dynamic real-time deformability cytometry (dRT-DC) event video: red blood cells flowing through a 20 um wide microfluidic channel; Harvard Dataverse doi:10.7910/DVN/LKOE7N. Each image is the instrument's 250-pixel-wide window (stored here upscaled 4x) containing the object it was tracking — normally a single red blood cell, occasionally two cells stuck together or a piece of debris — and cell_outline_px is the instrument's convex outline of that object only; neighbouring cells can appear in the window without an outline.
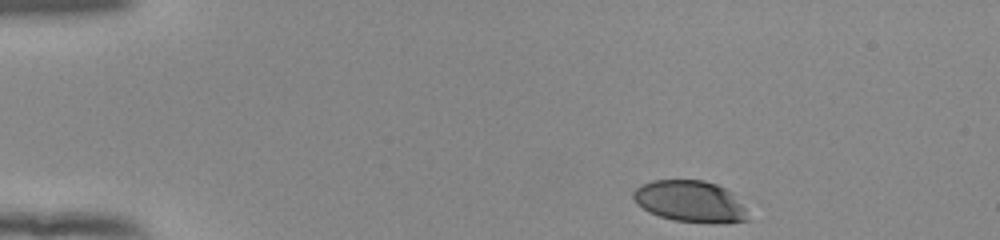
{"species": "human", "species_latin": "Homo sapiens", "temperature_condition": "room temperature", "stored_images_in_passage": 46, "camera_frame_rate_fps": 3000, "um_per_image_px": 0.085, "donor": {"sex": "female"}, "frame": {"image": 1, "passage_image": 1, "time_ms": 0.0, "image_size_px": [1000, 240], "cell_outline_px": [[748, 220], [724, 224], [672, 220], [660, 216], [644, 208], [632, 196], [632, 192], [640, 184], [652, 180], [704, 180], [716, 184], [732, 192], [744, 208]], "centroid_in_image_um": [58.67, 17.11], "position_along_channel_um": 26.3, "area_um2": 27.51}}
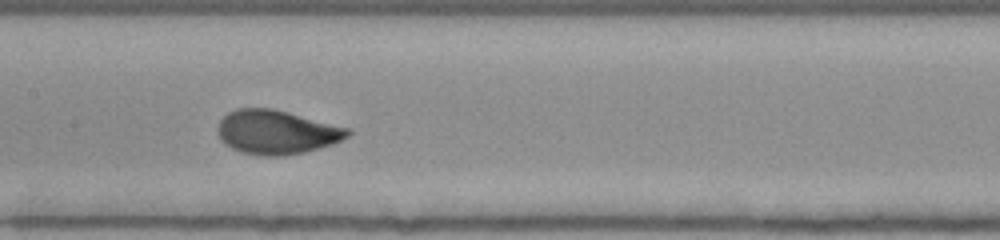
{"frame": {"image": 2, "passage_image": 20, "time_ms": 6.333, "image_size_px": [1000, 240], "cell_outline_px": [[352, 132], [348, 136], [332, 144], [304, 152], [280, 156], [264, 156], [240, 152], [224, 144], [220, 140], [216, 132], [216, 128], [220, 120], [228, 112], [236, 108], [272, 108], [352, 128]], "centroid_in_image_um": [23.49, 11.22], "position_along_channel_um": 183.9, "area_um2": 33.64}}
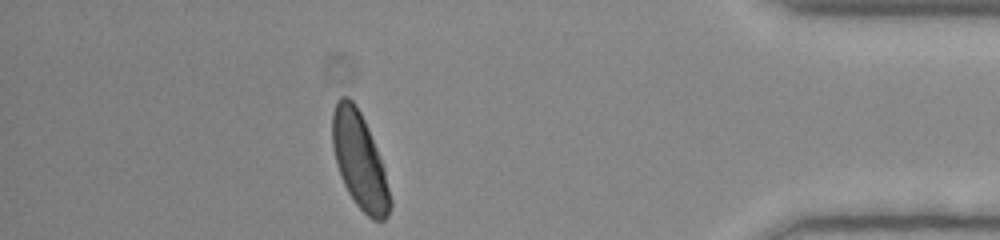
{"frame": {"image": 3, "passage_image": 40, "time_ms": 13.0, "image_size_px": [1000, 240], "cell_outline_px": [[392, 208], [388, 216], [384, 220], [372, 220], [356, 204], [348, 192], [340, 176], [332, 144], [332, 112], [336, 100], [340, 96], [348, 96], [356, 104], [368, 128], [380, 156], [384, 168], [392, 200]], "centroid_in_image_um": [30.57, 13.65], "position_along_channel_um": 404.6, "area_um2": 32.43}, "authors_computed_cell_mechanics": {"area_um2": 32.3969, "velocity_mm_per_s": 3.8872, "shape_relaxation_time_tau1_ms": 2.5285, "shape_relaxation_time_tau2_ms": null, "deformation_change_tau1": 0.1505, "deformation_change_tau2": null}}